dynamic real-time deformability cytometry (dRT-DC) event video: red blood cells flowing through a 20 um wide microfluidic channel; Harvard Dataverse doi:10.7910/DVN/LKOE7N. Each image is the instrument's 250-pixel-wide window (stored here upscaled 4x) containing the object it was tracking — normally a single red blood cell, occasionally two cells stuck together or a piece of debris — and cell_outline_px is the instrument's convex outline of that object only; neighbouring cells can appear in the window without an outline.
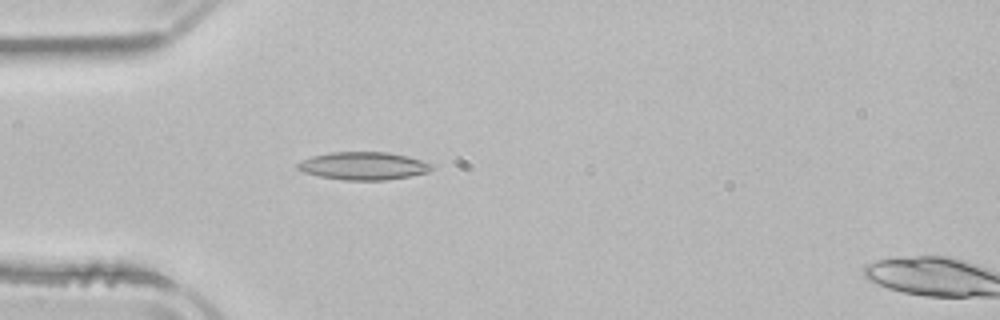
{"species": "common noctule bat (a hibernating species)", "species_latin": "Nyctalus noctula", "temperature_condition": "room temperature", "stored_images_in_passage": 2, "camera_frame_rate_fps": 3000, "um_per_image_px": 0.085, "animal": {"sex": "male", "body_mass_g": 21.5, "forearm_length_mm": 52.0}, "frame": {"image": 1, "passage_image": 1, "time_ms": 0.0, "image_size_px": [1000, 320], "cell_outline_px": [[432, 168], [428, 172], [388, 180], [344, 180], [320, 176], [304, 172], [296, 168], [296, 164], [312, 156], [332, 152], [388, 152], [408, 156], [432, 164]], "centroid_in_image_um": [30.89, 14.1], "position_along_channel_um": 54.1, "area_um2": 21.56}}